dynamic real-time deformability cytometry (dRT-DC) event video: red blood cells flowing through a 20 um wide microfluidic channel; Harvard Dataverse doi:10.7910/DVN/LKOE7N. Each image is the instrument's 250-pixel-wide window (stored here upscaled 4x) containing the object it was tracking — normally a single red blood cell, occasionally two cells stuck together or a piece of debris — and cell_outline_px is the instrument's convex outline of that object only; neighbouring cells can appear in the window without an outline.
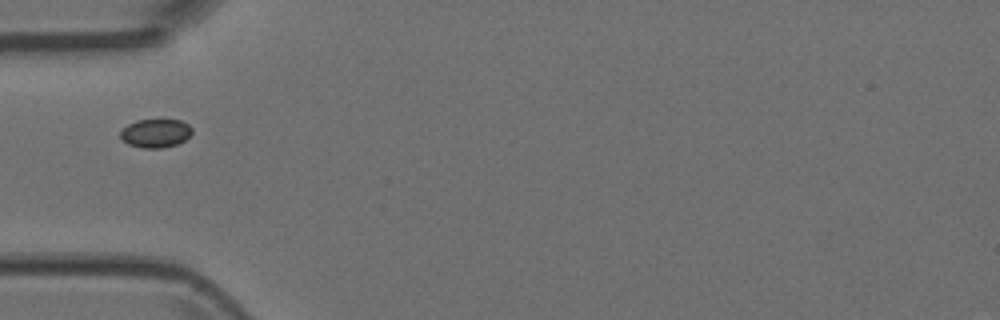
{"species": "Egyptian fruit bat (a non-hibernating species)", "species_latin": "Rousettus aegyptiacus", "temperature_condition": "room temperature", "stored_images_in_passage": 4, "camera_frame_rate_fps": 3000, "um_per_image_px": 0.085, "animal": {"sex": "female"}, "frame": {"image": 1, "passage_image": 1, "time_ms": 0.0, "image_size_px": [1000, 320], "cell_outline_px": [[192, 132], [184, 140], [176, 144], [160, 148], [144, 148], [128, 144], [120, 140], [120, 132], [128, 124], [136, 120], [180, 120], [188, 124], [192, 128]], "centroid_in_image_um": [13.19, 11.32], "position_along_channel_um": 71.8, "area_um2": 11.85}}
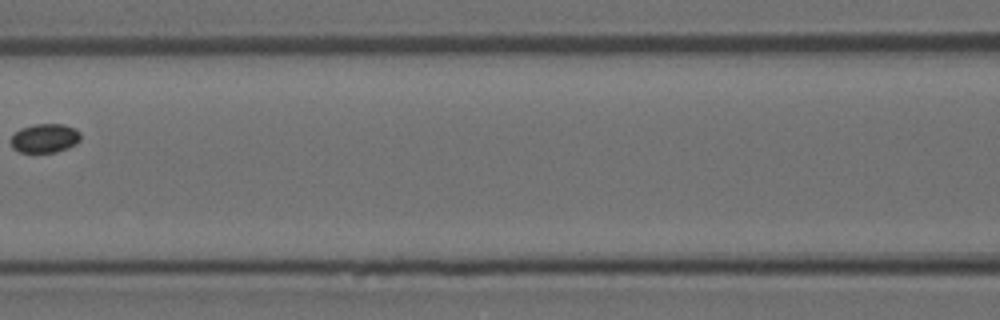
{"frame": {"image": 2, "passage_image": 3, "time_ms": 0.667, "image_size_px": [1000, 320], "cell_outline_px": [[80, 140], [76, 144], [56, 152], [20, 152], [12, 148], [12, 136], [20, 128], [36, 124], [64, 124], [76, 128], [80, 132]], "centroid_in_image_um": [3.84, 11.74], "position_along_channel_um": 162.8, "area_um2": 11.73}}
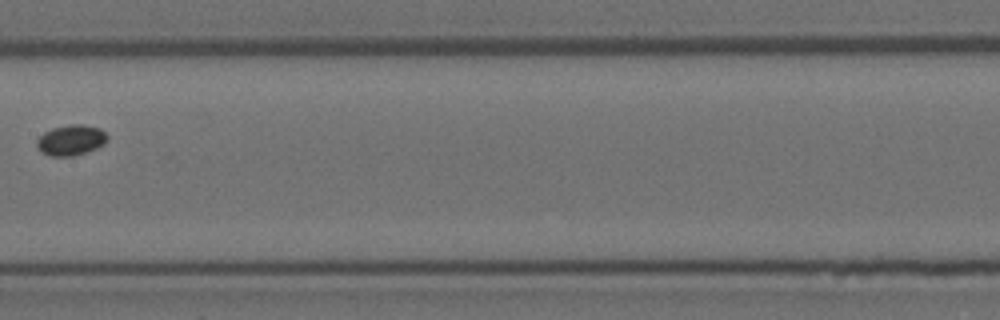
{"frame": {"image": 3, "passage_image": 4, "time_ms": 1.0, "image_size_px": [1000, 320], "cell_outline_px": [[108, 140], [104, 144], [96, 148], [72, 156], [52, 156], [40, 152], [36, 144], [36, 140], [44, 132], [52, 128], [72, 124], [80, 124], [100, 128], [108, 136]], "centroid_in_image_um": [6.02, 11.9], "position_along_channel_um": 201.4, "area_um2": 12.48}}